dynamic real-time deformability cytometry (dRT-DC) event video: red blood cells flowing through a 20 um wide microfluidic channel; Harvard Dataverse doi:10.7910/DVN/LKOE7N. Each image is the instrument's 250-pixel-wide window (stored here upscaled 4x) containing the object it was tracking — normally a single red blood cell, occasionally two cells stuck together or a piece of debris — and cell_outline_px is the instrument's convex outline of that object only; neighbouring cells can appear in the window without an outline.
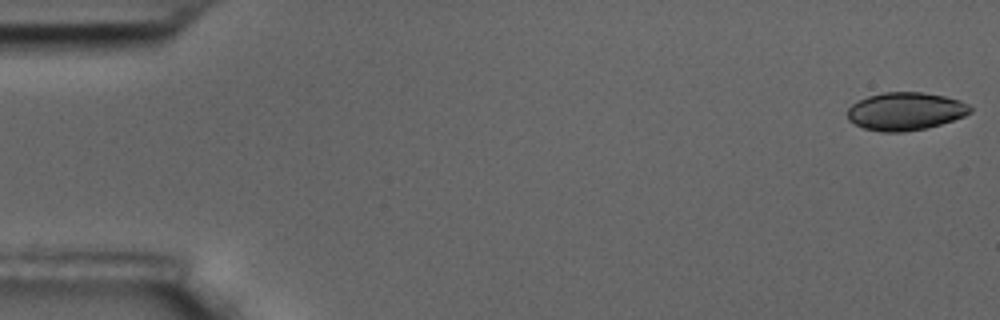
{"species": "common noctule bat (a hibernating species)", "species_latin": "Nyctalus noctula", "temperature_condition": "room temperature", "stored_images_in_passage": 59, "camera_frame_rate_fps": 3000, "um_per_image_px": 0.085, "animal": {"sex": "male", "body_mass_g": 17.5, "forearm_length_mm": 52.3}, "frame": {"image": 1, "passage_image": 1, "time_ms": 0.0, "image_size_px": [1000, 320], "cell_outline_px": [[972, 112], [964, 116], [928, 128], [904, 132], [880, 132], [864, 128], [848, 120], [848, 108], [852, 104], [868, 96], [884, 92], [920, 92], [944, 96], [960, 100], [968, 104], [972, 108]], "centroid_in_image_um": [76.97, 9.46], "position_along_channel_um": 8.0, "area_um2": 27.11}}
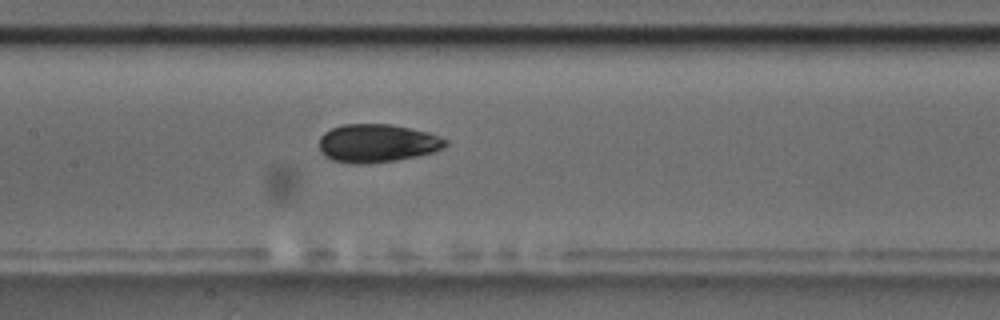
{"frame": {"image": 2, "passage_image": 28, "time_ms": 9.0, "image_size_px": [1000, 320], "cell_outline_px": [[448, 144], [444, 148], [436, 152], [396, 160], [364, 164], [356, 164], [332, 160], [324, 156], [320, 152], [320, 136], [324, 132], [332, 128], [344, 124], [392, 124], [428, 132], [448, 140]], "centroid_in_image_um": [32.07, 12.17], "position_along_channel_um": 175.3, "area_um2": 28.32}}
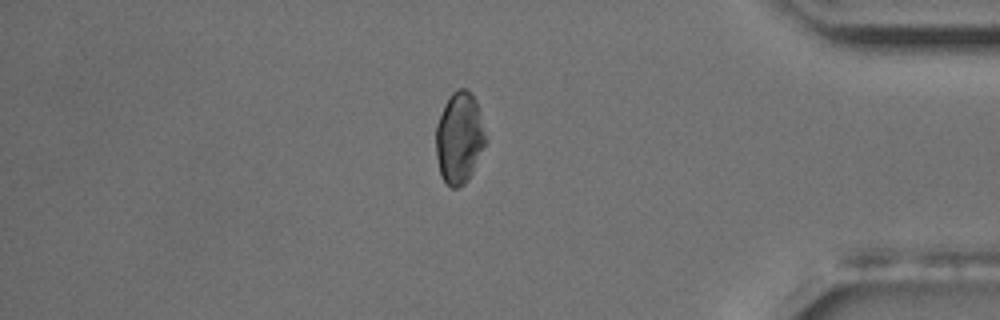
{"frame": {"image": 3, "passage_image": 50, "time_ms": 16.333, "image_size_px": [1000, 320], "cell_outline_px": [[484, 144], [472, 172], [468, 180], [464, 184], [456, 188], [452, 188], [444, 180], [440, 172], [436, 156], [436, 124], [444, 104], [448, 96], [452, 92], [460, 88], [468, 88], [476, 100], [480, 112], [484, 132]], "centroid_in_image_um": [39.01, 11.68], "position_along_channel_um": 396.2, "area_um2": 26.18}, "authors_computed_cell_mechanics": {"area_um2": 27.2816, "velocity_mm_per_s": 3.4209, "shape_relaxation_time_tau1_ms": 3.9205, "shape_relaxation_time_tau2_ms": 2.7975, "deformation_change_tau1": 0.0953, "deformation_change_tau2": 0.0609}}